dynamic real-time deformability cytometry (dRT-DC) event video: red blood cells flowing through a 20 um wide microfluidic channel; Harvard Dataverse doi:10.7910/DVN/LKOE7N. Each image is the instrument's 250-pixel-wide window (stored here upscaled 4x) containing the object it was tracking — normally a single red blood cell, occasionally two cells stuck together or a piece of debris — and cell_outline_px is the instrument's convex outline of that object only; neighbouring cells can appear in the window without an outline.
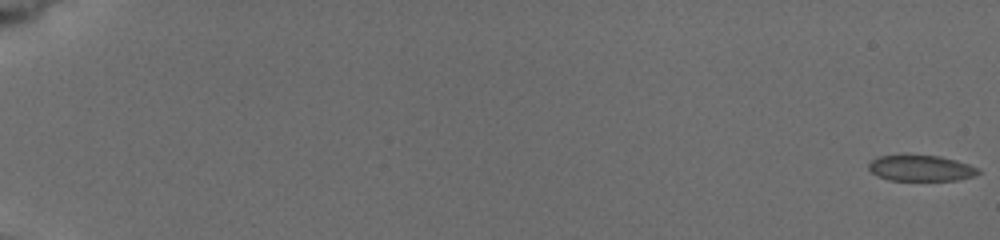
{"species": "common noctule bat (a hibernating species)", "species_latin": "Nyctalus noctula", "temperature_condition": "cold", "stored_images_in_passage": 12, "camera_frame_rate_fps": 3000, "um_per_image_px": 0.085, "animal": {"sex": "female", "body_mass_g": 19.5, "forearm_length_mm": 54.1}, "frame": {"image": 1, "passage_image": 1, "time_ms": 0.0, "image_size_px": [1000, 240], "cell_outline_px": [[980, 172], [972, 176], [956, 180], [888, 180], [872, 172], [868, 168], [868, 164], [872, 160], [880, 156], [940, 156], [956, 160], [968, 164], [976, 168]], "centroid_in_image_um": [78.27, 14.3], "position_along_channel_um": 6.7, "area_um2": 16.07}}
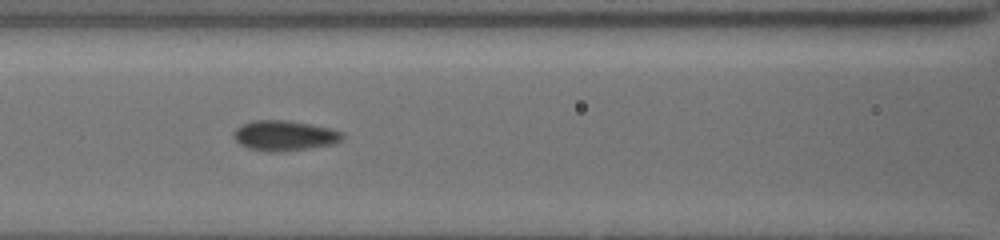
{"frame": {"image": 2, "passage_image": 11, "time_ms": 9.0, "image_size_px": [1000, 240], "cell_outline_px": [[344, 136], [340, 140], [332, 144], [308, 148], [272, 152], [264, 152], [248, 148], [240, 144], [232, 136], [232, 132], [240, 124], [252, 120], [288, 120], [332, 128], [344, 132]], "centroid_in_image_um": [24.14, 11.51], "position_along_channel_um": 142.5, "area_um2": 19.31}}
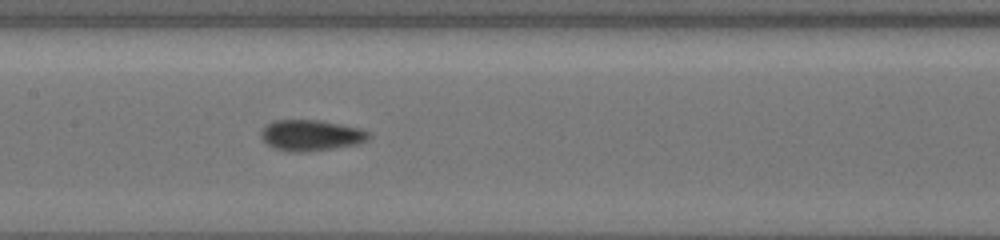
{"frame": {"image": 3, "passage_image": 12, "time_ms": 10.0, "image_size_px": [1000, 240], "cell_outline_px": [[372, 136], [368, 140], [360, 144], [332, 148], [300, 152], [292, 152], [276, 148], [268, 144], [264, 140], [260, 132], [264, 124], [272, 120], [320, 120], [360, 128], [368, 132]], "centroid_in_image_um": [26.45, 11.48], "position_along_channel_um": 181.0, "area_um2": 19.42}}